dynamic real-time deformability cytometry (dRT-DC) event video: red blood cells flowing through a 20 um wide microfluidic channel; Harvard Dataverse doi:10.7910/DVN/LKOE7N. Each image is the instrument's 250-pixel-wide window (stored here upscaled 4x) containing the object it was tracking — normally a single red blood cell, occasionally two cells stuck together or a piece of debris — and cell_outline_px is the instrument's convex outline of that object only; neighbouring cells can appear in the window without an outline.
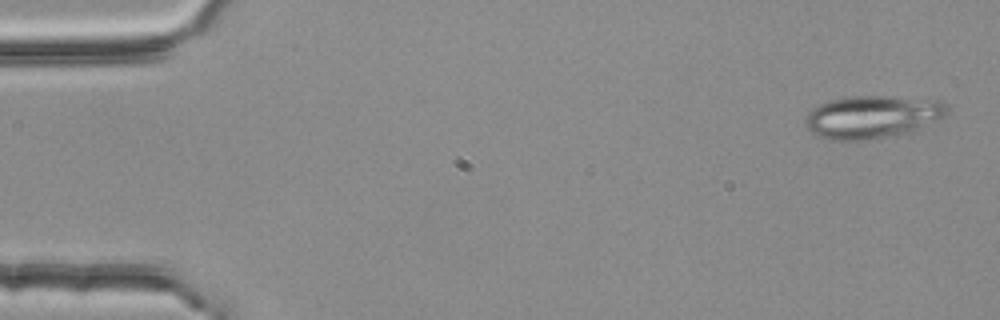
{"species": "common noctule bat (a hibernating species)", "species_latin": "Nyctalus noctula", "temperature_condition": "room temperature", "stored_images_in_passage": 4, "camera_frame_rate_fps": 3000, "um_per_image_px": 0.085, "animal": {"sex": "female", "body_mass_g": 25.1}, "frame": {"image": 1, "passage_image": 1, "time_ms": 0.0, "image_size_px": [1000, 320], "cell_outline_px": [[948, 108], [944, 116], [912, 132], [860, 140], [832, 140], [820, 136], [812, 132], [804, 124], [804, 120], [808, 112], [812, 108], [820, 104], [832, 100], [852, 96], [884, 96], [940, 100]], "centroid_in_image_um": [74.12, 9.93], "position_along_channel_um": 10.9, "area_um2": 34.91}}